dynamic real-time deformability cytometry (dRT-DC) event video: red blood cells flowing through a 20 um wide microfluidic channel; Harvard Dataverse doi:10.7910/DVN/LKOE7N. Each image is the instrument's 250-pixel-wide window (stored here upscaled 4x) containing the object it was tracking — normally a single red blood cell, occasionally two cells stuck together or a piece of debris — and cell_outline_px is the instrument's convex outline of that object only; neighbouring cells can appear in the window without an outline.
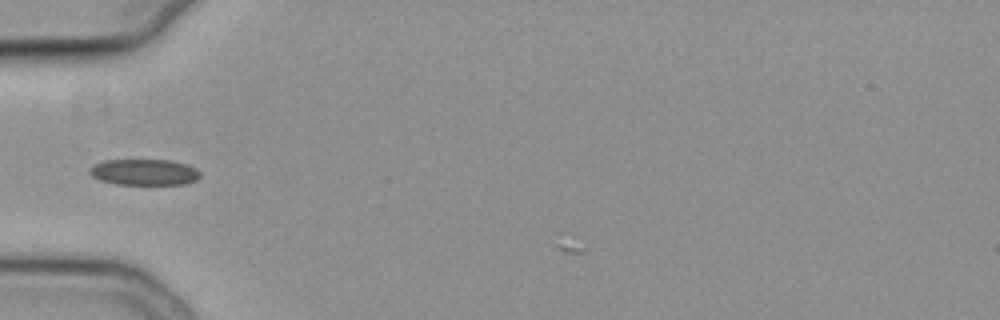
{"species": "common noctule bat (a hibernating species)", "species_latin": "Nyctalus noctula", "temperature_condition": "cold", "stored_images_in_passage": 31, "camera_frame_rate_fps": 3000, "um_per_image_px": 0.085, "animal": {"sex": "female", "body_mass_g": 19.3, "forearm_length_mm": 54.1}, "frame": {"image": 1, "passage_image": 1, "time_ms": 0.0, "image_size_px": [1000, 320], "cell_outline_px": [[200, 176], [196, 180], [184, 184], [116, 184], [100, 180], [92, 176], [88, 172], [88, 168], [92, 164], [104, 160], [172, 160], [196, 168], [200, 172]], "centroid_in_image_um": [12.22, 14.62], "position_along_channel_um": 72.8, "area_um2": 16.88}}
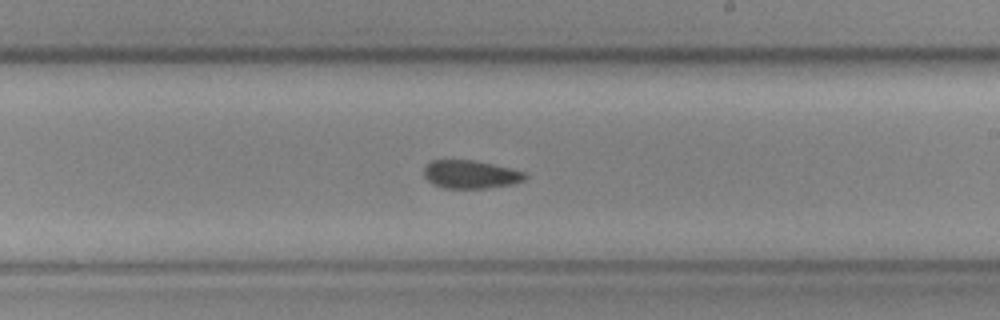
{"frame": {"image": 2, "passage_image": 15, "time_ms": 4.667, "image_size_px": [1000, 320], "cell_outline_px": [[528, 176], [524, 180], [512, 184], [484, 188], [444, 188], [432, 184], [424, 176], [424, 168], [432, 160], [472, 160], [492, 164], [524, 172]], "centroid_in_image_um": [39.97, 14.83], "position_along_channel_um": 249.0, "area_um2": 16.42}}
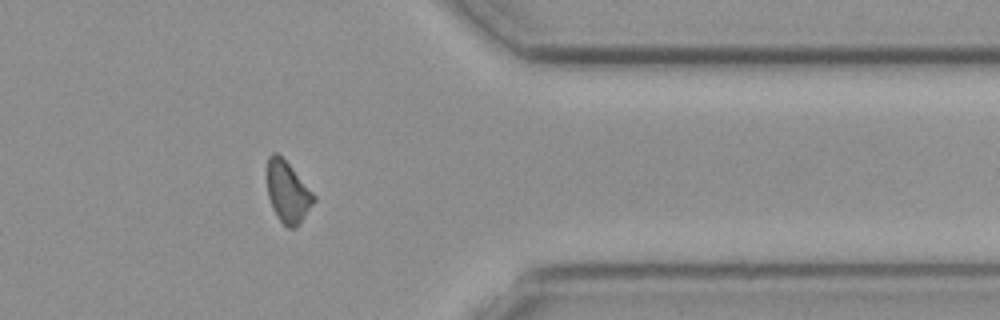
{"frame": {"image": 3, "passage_image": 27, "time_ms": 8.667, "image_size_px": [1000, 320], "cell_outline_px": [[316, 200], [300, 224], [296, 228], [288, 228], [276, 216], [272, 208], [268, 196], [268, 156], [272, 152], [276, 152], [292, 168], [316, 196]], "centroid_in_image_um": [24.47, 16.36], "position_along_channel_um": 386.9, "area_um2": 16.53}}